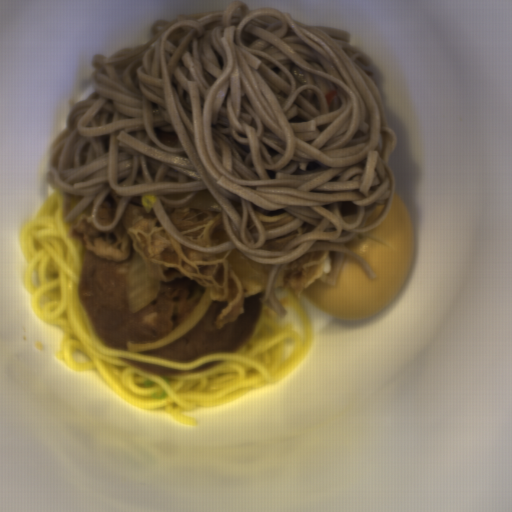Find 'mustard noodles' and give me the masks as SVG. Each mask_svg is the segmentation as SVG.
<instances>
[{
  "label": "mustard noodles",
  "mask_w": 512,
  "mask_h": 512,
  "mask_svg": "<svg viewBox=\"0 0 512 512\" xmlns=\"http://www.w3.org/2000/svg\"><path fill=\"white\" fill-rule=\"evenodd\" d=\"M149 30L153 37L134 48L92 55L94 89L73 102L47 147L65 223L93 201L91 223L107 233L131 197L152 195L161 226L181 245L217 255L236 248L273 266L259 301L269 299L282 318L288 310L274 282L281 265L307 252H334L324 284L336 287L346 254L374 282L375 269L347 244L391 211L398 139L368 74L375 62L350 44L351 33L237 0L222 11L156 19ZM207 189L232 242L199 247L160 201L181 208ZM110 190L122 200L103 226L95 216ZM341 201L358 206L356 222L341 218ZM304 221L317 228L282 251L257 249Z\"/></svg>",
  "instance_id": "obj_1"
}]
</instances>
